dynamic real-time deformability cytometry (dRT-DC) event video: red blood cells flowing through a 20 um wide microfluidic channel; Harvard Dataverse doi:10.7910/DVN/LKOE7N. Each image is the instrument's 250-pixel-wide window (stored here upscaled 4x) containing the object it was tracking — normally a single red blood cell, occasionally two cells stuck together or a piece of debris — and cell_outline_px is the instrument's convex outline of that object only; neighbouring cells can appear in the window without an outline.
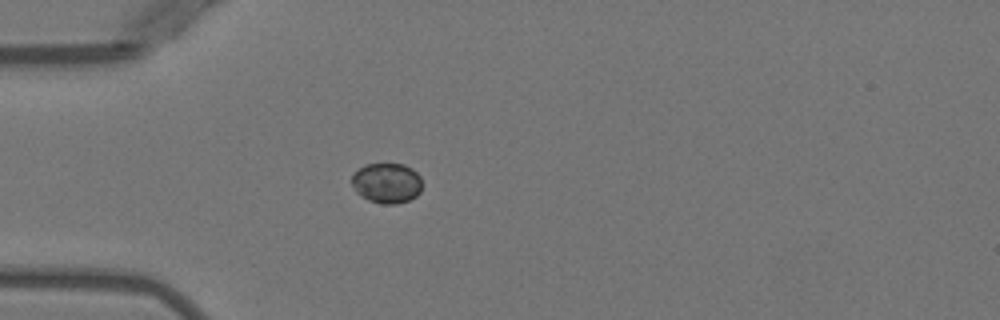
{"species": "Egyptian fruit bat (a non-hibernating species)", "species_latin": "Rousettus aegyptiacus", "temperature_condition": "warm", "stored_images_in_passage": 5, "camera_frame_rate_fps": 3000, "um_per_image_px": 0.085, "animal": {"sex": "female"}, "frame": {"image": 1, "passage_image": 5, "time_ms": 4.667, "image_size_px": [1000, 320], "cell_outline_px": [[420, 192], [416, 196], [408, 200], [396, 204], [380, 204], [368, 200], [356, 192], [352, 184], [352, 176], [364, 164], [404, 164], [412, 168], [420, 176]], "centroid_in_image_um": [32.87, 15.56], "position_along_channel_um": 52.1, "area_um2": 16.42}}